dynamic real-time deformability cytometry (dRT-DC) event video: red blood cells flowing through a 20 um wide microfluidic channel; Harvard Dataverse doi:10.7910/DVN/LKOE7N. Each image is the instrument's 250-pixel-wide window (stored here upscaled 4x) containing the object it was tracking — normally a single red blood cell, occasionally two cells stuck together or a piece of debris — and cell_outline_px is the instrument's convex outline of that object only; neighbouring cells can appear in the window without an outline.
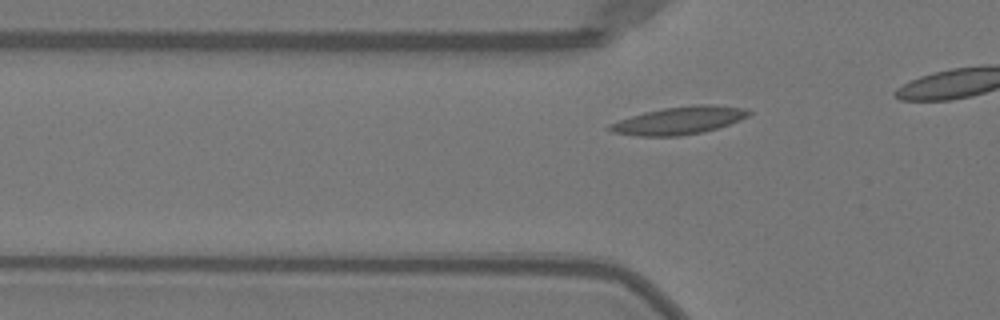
{"species": "Egyptian fruit bat (a non-hibernating species)", "species_latin": "Rousettus aegyptiacus", "temperature_condition": "warm", "stored_images_in_passage": 15, "camera_frame_rate_fps": 3000, "um_per_image_px": 0.085, "animal": {"sex": "female"}, "frame": {"image": 1, "passage_image": 9, "time_ms": 2.667, "image_size_px": [1000, 320], "cell_outline_px": [[752, 112], [748, 116], [740, 120], [716, 128], [700, 132], [676, 136], [640, 136], [612, 132], [604, 128], [608, 124], [644, 112], [664, 108], [700, 104], [712, 104], [744, 108]], "centroid_in_image_um": [57.69, 10.24], "position_along_channel_um": 68.1, "area_um2": 22.2}}
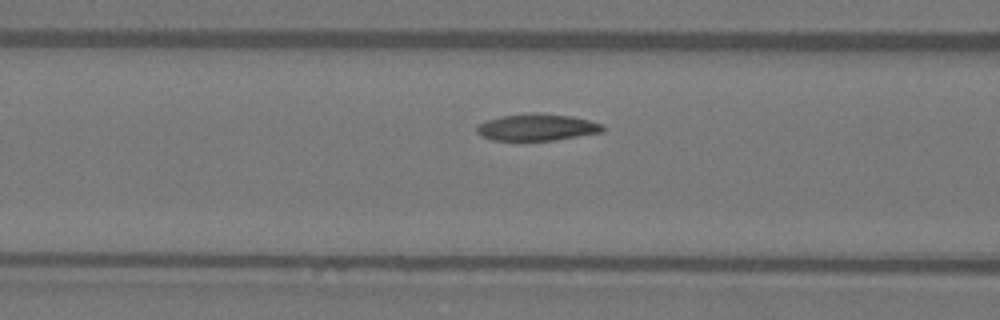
{"frame": {"image": 2, "passage_image": 13, "time_ms": 4.0, "image_size_px": [1000, 320], "cell_outline_px": [[604, 132], [556, 140], [492, 140], [480, 136], [476, 132], [476, 128], [480, 124], [488, 120], [500, 116], [532, 112], [572, 116], [604, 124]], "centroid_in_image_um": [45.66, 10.82], "position_along_channel_um": 120.9, "area_um2": 19.77}}